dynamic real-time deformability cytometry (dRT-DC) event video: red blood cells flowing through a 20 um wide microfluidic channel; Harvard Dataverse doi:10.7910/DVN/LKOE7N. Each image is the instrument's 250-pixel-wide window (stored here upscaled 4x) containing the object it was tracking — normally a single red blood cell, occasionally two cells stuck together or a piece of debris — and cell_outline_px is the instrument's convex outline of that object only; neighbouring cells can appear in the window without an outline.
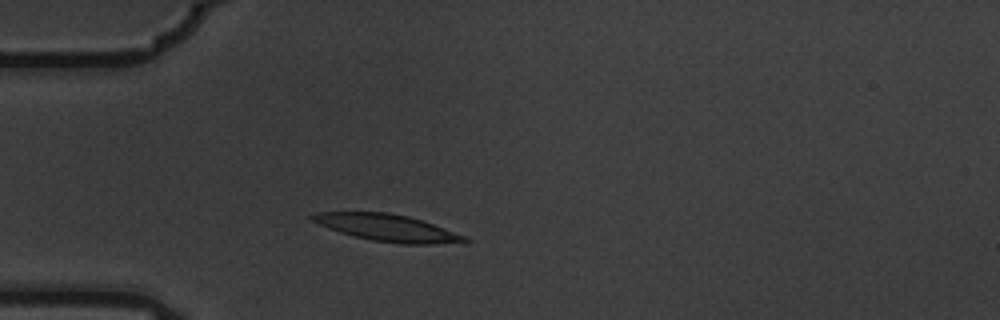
{"species": "common noctule bat (a hibernating species)", "species_latin": "Nyctalus noctula", "temperature_condition": "warm", "stored_images_in_passage": 3, "camera_frame_rate_fps": 3000, "um_per_image_px": 0.085, "animal": {"sex": "male", "body_mass_g": 19.5, "forearm_length_mm": 54.6}, "frame": {"image": 1, "passage_image": 2, "time_ms": 0.333, "image_size_px": [1000, 320], "cell_outline_px": [[472, 240], [436, 244], [400, 244], [372, 240], [352, 236], [328, 228], [312, 220], [308, 216], [316, 212], [388, 212], [408, 216], [444, 228], [464, 236]], "centroid_in_image_um": [32.87, 19.36], "position_along_channel_um": 52.1, "area_um2": 23.58}}